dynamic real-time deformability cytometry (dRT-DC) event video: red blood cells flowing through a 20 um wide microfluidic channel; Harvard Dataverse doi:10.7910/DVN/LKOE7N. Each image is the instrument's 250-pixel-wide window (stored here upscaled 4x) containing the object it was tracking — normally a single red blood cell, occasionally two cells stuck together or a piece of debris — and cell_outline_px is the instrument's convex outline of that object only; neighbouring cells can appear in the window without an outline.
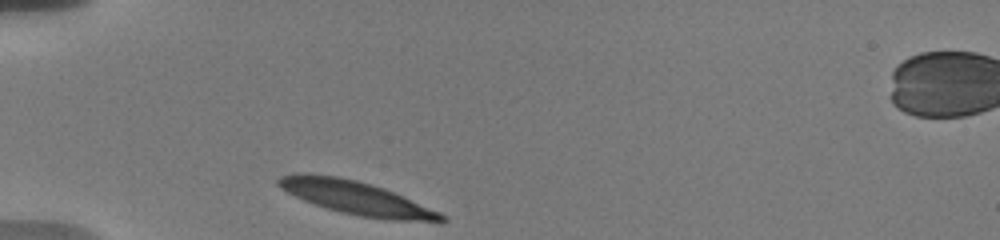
{"species": "human", "species_latin": "Homo sapiens", "temperature_condition": "warm", "stored_images_in_passage": 33, "camera_frame_rate_fps": 3000, "um_per_image_px": 0.085, "donor": {"sex": "male"}, "frame": {"image": 1, "passage_image": 1, "time_ms": 0.0, "image_size_px": [1000, 240], "cell_outline_px": [[448, 220], [440, 224], [384, 220], [360, 216], [340, 212], [304, 200], [280, 188], [276, 184], [276, 180], [280, 176], [292, 172], [308, 172], [336, 176], [356, 180], [384, 188], [404, 196], [440, 212]], "centroid_in_image_um": [30.35, 16.84], "position_along_channel_um": 54.6, "area_um2": 32.43}}
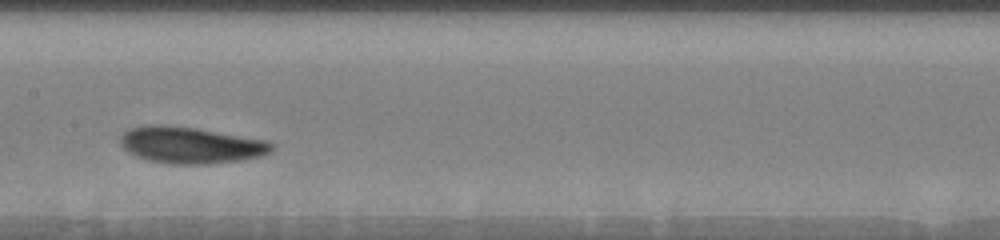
{"frame": {"image": 2, "passage_image": 14, "time_ms": 4.333, "image_size_px": [1000, 240], "cell_outline_px": [[276, 148], [272, 152], [260, 156], [240, 160], [208, 164], [172, 164], [148, 160], [136, 156], [128, 152], [120, 144], [120, 136], [128, 128], [144, 124], [160, 124], [196, 128], [268, 140], [276, 144]], "centroid_in_image_um": [16.22, 12.32], "position_along_channel_um": 191.2, "area_um2": 32.66}}
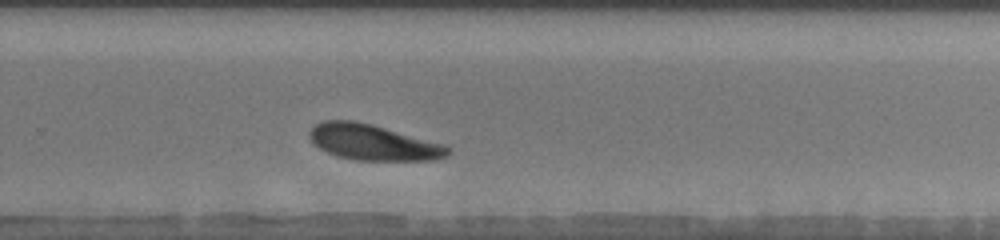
{"frame": {"image": 3, "passage_image": 23, "time_ms": 7.333, "image_size_px": [1000, 240], "cell_outline_px": [[452, 152], [448, 156], [436, 160], [356, 160], [336, 156], [320, 148], [308, 136], [308, 132], [316, 124], [324, 120], [356, 120], [372, 124], [448, 144], [452, 148]], "centroid_in_image_um": [31.81, 12.09], "position_along_channel_um": 298.0, "area_um2": 29.25}, "authors_computed_cell_mechanics": {"area_um2": 30.345, "velocity_mm_per_s": 3.5761, "shape_relaxation_time_tau1_ms": 2.536, "shape_relaxation_time_tau2_ms": null, "deformation_change_tau1": 0.1315, "deformation_change_tau2": null}}